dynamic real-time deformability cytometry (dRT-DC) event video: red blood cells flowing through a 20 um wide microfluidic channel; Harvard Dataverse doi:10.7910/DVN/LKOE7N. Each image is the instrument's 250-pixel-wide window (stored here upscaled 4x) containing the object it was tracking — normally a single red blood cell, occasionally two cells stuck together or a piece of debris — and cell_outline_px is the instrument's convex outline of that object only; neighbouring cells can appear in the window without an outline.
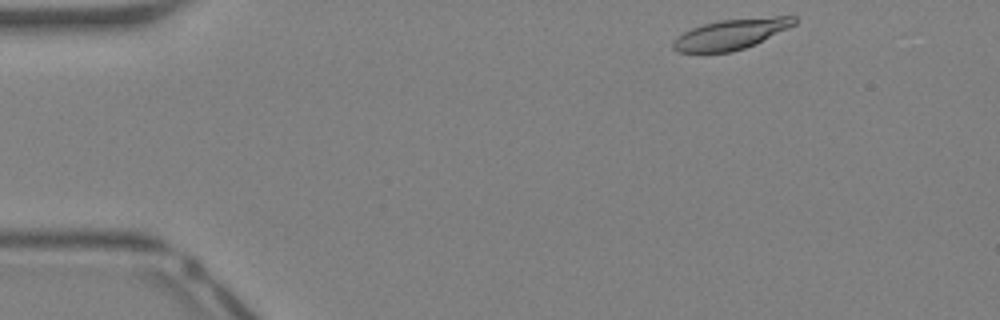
{"species": "Egyptian fruit bat (a non-hibernating species)", "species_latin": "Rousettus aegyptiacus", "temperature_condition": "warm", "stored_images_in_passage": 37, "camera_frame_rate_fps": 3000, "um_per_image_px": 0.085, "animal": {"sex": "female"}, "frame": {"image": 1, "passage_image": 1, "time_ms": 0.0, "image_size_px": [1000, 320], "cell_outline_px": [[796, 24], [744, 48], [732, 52], [676, 52], [672, 48], [672, 40], [684, 32], [692, 28], [704, 24], [720, 20], [776, 16], [796, 16]], "centroid_in_image_um": [62.09, 2.9], "position_along_channel_um": 22.9, "area_um2": 21.1}}
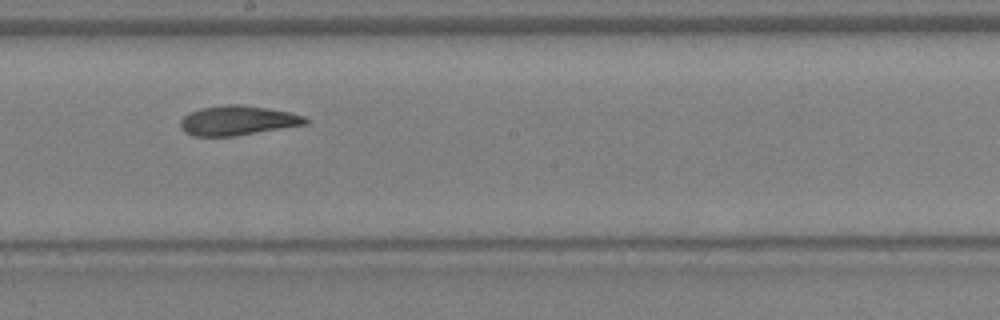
{"frame": {"image": 2, "passage_image": 19, "time_ms": 6.0, "image_size_px": [1000, 320], "cell_outline_px": [[308, 124], [232, 136], [192, 136], [184, 132], [180, 128], [180, 120], [188, 112], [200, 108], [228, 104], [236, 104], [268, 108], [288, 112], [304, 116], [308, 120]], "centroid_in_image_um": [20.15, 10.24], "position_along_channel_um": 228.1, "area_um2": 21.5}}
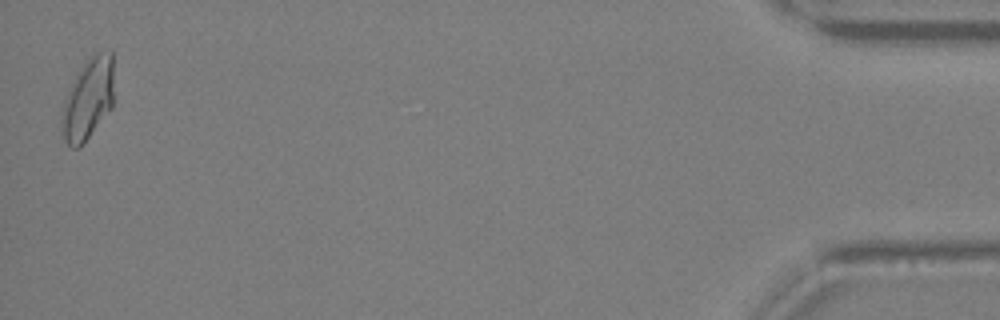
{"frame": {"image": 3, "passage_image": 37, "time_ms": 12.0, "image_size_px": [1000, 320], "cell_outline_px": [[112, 108], [80, 148], [72, 148], [64, 140], [60, 120], [60, 116], [64, 100], [76, 72], [96, 52], [112, 52]], "centroid_in_image_um": [7.45, 8.46], "position_along_channel_um": 427.8, "area_um2": 24.68}, "authors_computed_cell_mechanics": {"area_um2": 21.8484, "velocity_mm_per_s": 4.8838, "shape_relaxation_time_tau1_ms": null, "shape_relaxation_time_tau2_ms": 2.8782, "deformation_change_tau1": null, "deformation_change_tau2": 0.1074}}